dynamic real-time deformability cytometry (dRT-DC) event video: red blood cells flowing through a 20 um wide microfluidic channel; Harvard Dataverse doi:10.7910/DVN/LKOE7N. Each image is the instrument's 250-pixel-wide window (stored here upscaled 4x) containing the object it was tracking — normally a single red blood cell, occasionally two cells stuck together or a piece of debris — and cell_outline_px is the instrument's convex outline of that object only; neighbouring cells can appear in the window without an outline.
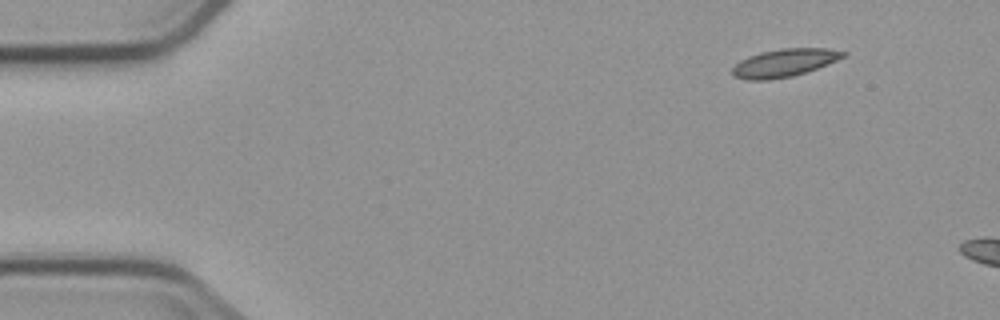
{"species": "common noctule bat (a hibernating species)", "species_latin": "Nyctalus noctula", "temperature_condition": "cold", "stored_images_in_passage": 3, "camera_frame_rate_fps": 3000, "um_per_image_px": 0.085, "animal": {"sex": "male", "body_mass_g": 23.1, "forearm_length_mm": 52.7}, "frame": {"image": 1, "passage_image": 1, "time_ms": 0.0, "image_size_px": [1000, 320], "cell_outline_px": [[848, 56], [828, 64], [792, 76], [768, 80], [748, 80], [732, 76], [732, 68], [740, 60], [748, 56], [760, 52], [780, 48], [828, 48], [848, 52]], "centroid_in_image_um": [66.68, 5.33], "position_along_channel_um": 18.3, "area_um2": 18.15}}